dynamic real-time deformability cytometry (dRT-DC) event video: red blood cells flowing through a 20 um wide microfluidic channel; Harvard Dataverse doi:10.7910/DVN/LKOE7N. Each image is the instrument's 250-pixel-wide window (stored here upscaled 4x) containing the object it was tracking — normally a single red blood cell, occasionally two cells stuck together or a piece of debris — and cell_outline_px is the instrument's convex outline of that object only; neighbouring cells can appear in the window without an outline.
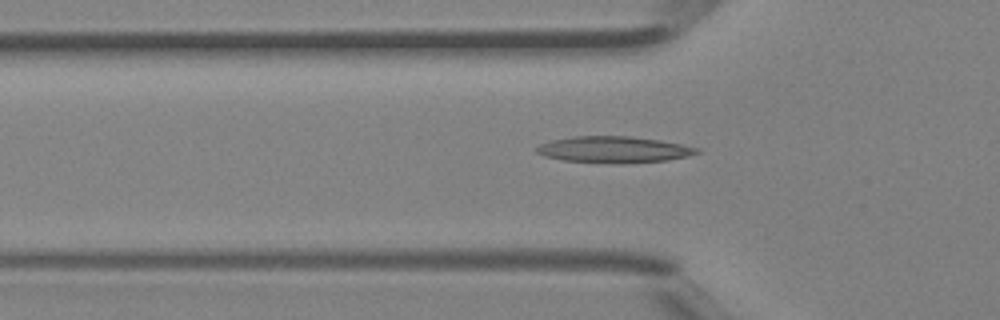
{"species": "Egyptian fruit bat (a non-hibernating species)", "species_latin": "Rousettus aegyptiacus", "temperature_condition": "room temperature", "stored_images_in_passage": 42, "camera_frame_rate_fps": 3000, "um_per_image_px": 0.085, "animal": {"sex": "female"}, "frame": {"image": 1, "passage_image": 15, "time_ms": 4.667, "image_size_px": [1000, 320], "cell_outline_px": [[700, 152], [688, 156], [668, 160], [620, 164], [564, 160], [544, 156], [536, 152], [536, 148], [540, 144], [552, 140], [572, 136], [628, 136], [660, 140], [700, 148]], "centroid_in_image_um": [52.18, 12.71], "position_along_channel_um": 73.6, "area_um2": 24.62}}
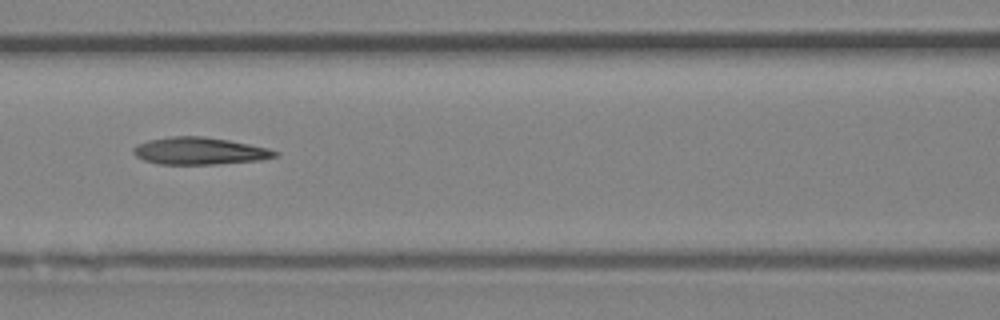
{"frame": {"image": 2, "passage_image": 20, "time_ms": 6.333, "image_size_px": [1000, 320], "cell_outline_px": [[280, 152], [276, 156], [260, 160], [216, 164], [160, 164], [144, 160], [136, 156], [132, 152], [132, 148], [136, 144], [148, 140], [172, 136], [200, 136], [228, 140], [268, 148]], "centroid_in_image_um": [16.93, 12.83], "position_along_channel_um": 149.7, "area_um2": 22.37}}
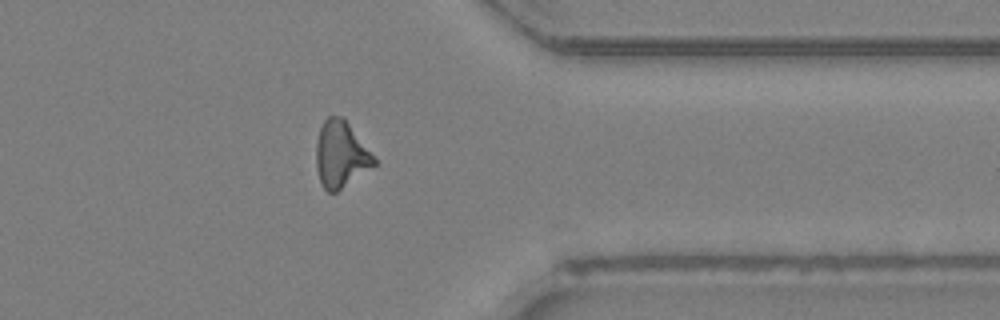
{"frame": {"image": 3, "passage_image": 36, "time_ms": 11.667, "image_size_px": [1000, 320], "cell_outline_px": [[376, 164], [336, 192], [328, 192], [324, 188], [320, 180], [316, 168], [316, 140], [320, 128], [324, 120], [328, 116], [344, 116], [376, 160]], "centroid_in_image_um": [28.94, 13.1], "position_along_channel_um": 382.5, "area_um2": 22.2}, "authors_computed_cell_mechanics": {"area_um2": 22.5131, "velocity_mm_per_s": 4.552, "shape_relaxation_time_tau1_ms": null, "shape_relaxation_time_tau2_ms": 4.962, "deformation_change_tau1": null, "deformation_change_tau2": 0.1768}}